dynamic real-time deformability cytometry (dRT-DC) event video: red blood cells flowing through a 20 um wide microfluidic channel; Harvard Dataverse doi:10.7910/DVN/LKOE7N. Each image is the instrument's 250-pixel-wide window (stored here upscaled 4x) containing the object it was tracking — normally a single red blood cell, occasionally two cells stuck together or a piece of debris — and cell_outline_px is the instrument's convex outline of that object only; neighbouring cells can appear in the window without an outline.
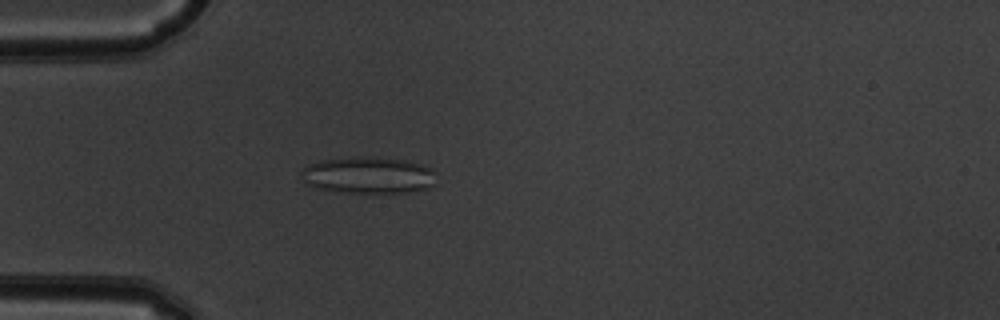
{"species": "common noctule bat (a hibernating species)", "species_latin": "Nyctalus noctula", "temperature_condition": "warm", "stored_images_in_passage": 37, "camera_frame_rate_fps": 3000, "um_per_image_px": 0.085, "animal": {"sex": "male", "body_mass_g": 19.5, "forearm_length_mm": 54.6}, "frame": {"image": 1, "passage_image": 1, "time_ms": 0.0, "image_size_px": [1000, 320], "cell_outline_px": [[436, 184], [428, 188], [408, 192], [348, 192], [316, 188], [308, 184], [304, 180], [300, 172], [308, 164], [324, 160], [364, 156], [376, 156], [404, 160], [420, 164], [432, 168]], "centroid_in_image_um": [31.33, 14.88], "position_along_channel_um": 53.7, "area_um2": 28.67}}
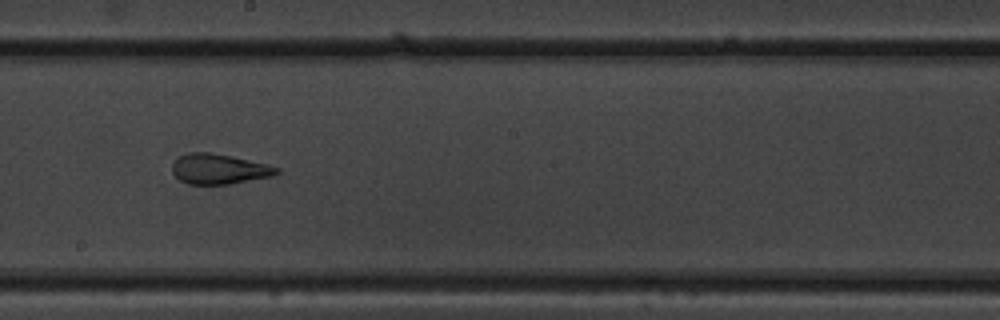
{"frame": {"image": 2, "passage_image": 15, "time_ms": 4.667, "image_size_px": [1000, 320], "cell_outline_px": [[280, 172], [272, 176], [228, 184], [188, 184], [180, 180], [172, 172], [172, 164], [176, 156], [188, 152], [212, 152], [232, 156], [280, 168]], "centroid_in_image_um": [18.56, 14.35], "position_along_channel_um": 229.6, "area_um2": 18.38}}
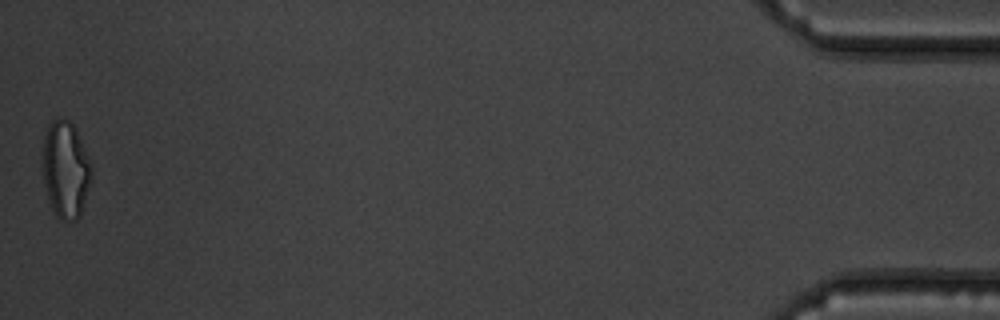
{"frame": {"image": 3, "passage_image": 37, "time_ms": 12.0, "image_size_px": [1000, 320], "cell_outline_px": [[92, 180], [80, 216], [76, 220], [64, 220], [56, 216], [52, 208], [44, 184], [44, 136], [48, 124], [52, 120], [60, 116], [68, 120], [76, 128], [92, 164]], "centroid_in_image_um": [5.61, 14.39], "position_along_channel_um": 429.6, "area_um2": 27.63}, "authors_computed_cell_mechanics": {"area_um2": 19.8254, "velocity_mm_per_s": 3.9665, "shape_relaxation_time_tau1_ms": null, "shape_relaxation_time_tau2_ms": 1.2308, "deformation_change_tau1": null, "deformation_change_tau2": 0.0936}}